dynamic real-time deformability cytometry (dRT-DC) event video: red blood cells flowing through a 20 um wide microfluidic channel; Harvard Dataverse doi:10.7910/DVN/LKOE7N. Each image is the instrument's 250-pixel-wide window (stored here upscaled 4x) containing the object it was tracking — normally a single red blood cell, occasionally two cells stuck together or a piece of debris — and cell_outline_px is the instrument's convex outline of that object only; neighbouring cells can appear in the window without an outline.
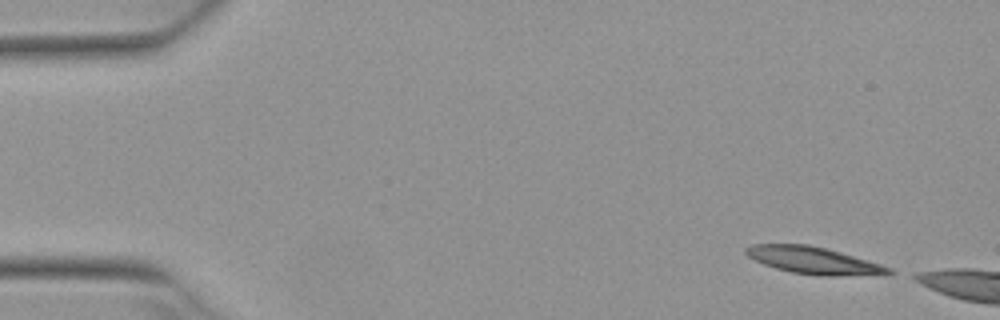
{"species": "Egyptian fruit bat (a non-hibernating species)", "species_latin": "Rousettus aegyptiacus", "temperature_condition": "warm", "stored_images_in_passage": 3, "camera_frame_rate_fps": 3000, "um_per_image_px": 0.085, "animal": {"sex": "female"}, "frame": {"image": 1, "passage_image": 1, "time_ms": 0.0, "image_size_px": [1000, 320], "cell_outline_px": [[896, 272], [836, 276], [820, 276], [792, 272], [776, 268], [764, 264], [748, 256], [744, 252], [744, 248], [752, 244], [808, 244], [840, 252], [880, 264], [892, 268]], "centroid_in_image_um": [69.08, 22.12], "position_along_channel_um": 15.9, "area_um2": 22.08}}